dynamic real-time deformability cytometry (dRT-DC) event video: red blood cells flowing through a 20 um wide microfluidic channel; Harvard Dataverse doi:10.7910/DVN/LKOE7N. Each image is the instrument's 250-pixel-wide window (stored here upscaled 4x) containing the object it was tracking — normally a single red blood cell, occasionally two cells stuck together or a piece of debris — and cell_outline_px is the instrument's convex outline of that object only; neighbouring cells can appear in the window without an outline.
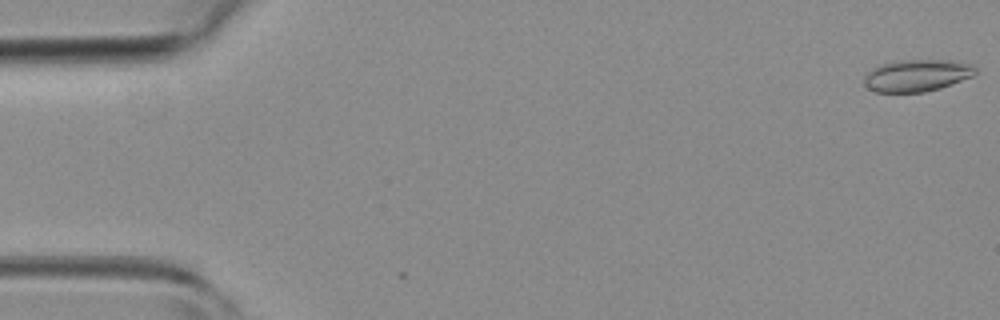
{"species": "common noctule bat (a hibernating species)", "species_latin": "Nyctalus noctula", "temperature_condition": "room temperature", "stored_images_in_passage": 3, "camera_frame_rate_fps": 3000, "um_per_image_px": 0.085, "animal": {"sex": "female", "body_mass_g": 19.3, "forearm_length_mm": 54.1}, "frame": {"image": 1, "passage_image": 1, "time_ms": 0.0, "image_size_px": [1000, 320], "cell_outline_px": [[976, 72], [972, 76], [940, 88], [924, 92], [876, 92], [868, 88], [864, 84], [864, 76], [872, 68], [880, 64], [904, 60], [952, 60], [972, 64], [976, 68]], "centroid_in_image_um": [77.93, 6.41], "position_along_channel_um": 7.1, "area_um2": 20.69}}